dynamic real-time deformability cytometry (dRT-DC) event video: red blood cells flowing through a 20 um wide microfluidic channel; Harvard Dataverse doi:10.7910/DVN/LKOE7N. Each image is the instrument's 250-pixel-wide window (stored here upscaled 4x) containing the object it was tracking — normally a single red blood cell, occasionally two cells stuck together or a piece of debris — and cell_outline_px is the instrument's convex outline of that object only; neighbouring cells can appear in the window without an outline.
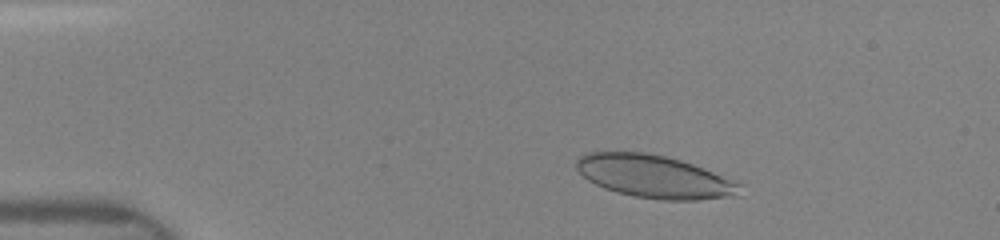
{"species": "human", "species_latin": "Homo sapiens", "temperature_condition": "room temperature", "stored_images_in_passage": 4, "camera_frame_rate_fps": 3000, "um_per_image_px": 0.085, "donor": {"sex": "female"}, "frame": {"image": 1, "passage_image": 2, "time_ms": 1.0, "image_size_px": [1000, 240], "cell_outline_px": [[744, 184], [740, 196], [696, 200], [660, 200], [636, 196], [616, 192], [604, 188], [588, 180], [576, 168], [576, 160], [580, 156], [588, 152], [644, 152], [664, 156], [680, 160], [692, 164]], "centroid_in_image_um": [55.66, 15.02], "position_along_channel_um": 29.3, "area_um2": 40.75}}